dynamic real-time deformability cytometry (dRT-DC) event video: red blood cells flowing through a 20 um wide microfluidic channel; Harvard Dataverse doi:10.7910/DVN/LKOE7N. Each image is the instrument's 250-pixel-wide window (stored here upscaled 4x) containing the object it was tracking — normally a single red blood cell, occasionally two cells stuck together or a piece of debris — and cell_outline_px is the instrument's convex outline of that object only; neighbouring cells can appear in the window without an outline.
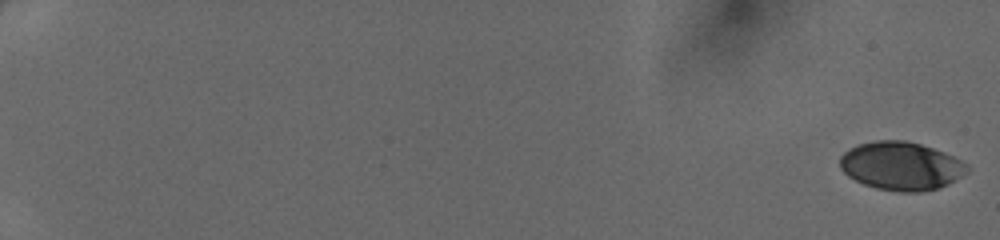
{"species": "human", "species_latin": "Homo sapiens", "temperature_condition": "cold", "stored_images_in_passage": 50, "camera_frame_rate_fps": 3000, "um_per_image_px": 0.085, "donor": {"sex": "female"}, "frame": {"image": 1, "passage_image": 1, "time_ms": 0.0, "image_size_px": [1000, 240], "cell_outline_px": [[968, 172], [948, 184], [936, 188], [920, 192], [900, 192], [876, 188], [864, 184], [848, 176], [840, 168], [840, 156], [848, 148], [856, 144], [876, 140], [904, 140], [920, 144], [944, 152], [968, 164]], "centroid_in_image_um": [76.57, 14.1], "position_along_channel_um": 8.4, "area_um2": 35.84}}
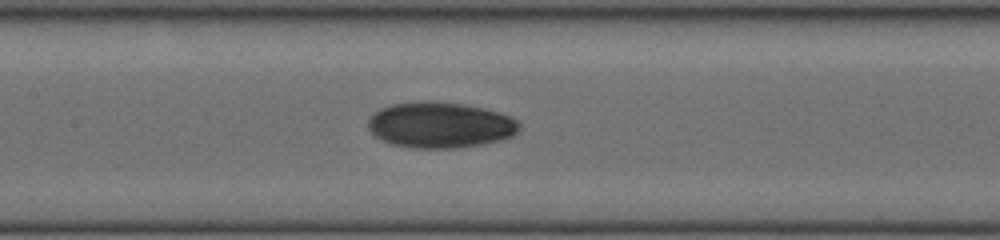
{"frame": {"image": 2, "passage_image": 28, "time_ms": 9.0, "image_size_px": [1000, 240], "cell_outline_px": [[520, 128], [512, 136], [500, 140], [480, 144], [456, 148], [408, 148], [392, 144], [380, 140], [368, 128], [368, 120], [380, 108], [392, 104], [424, 100], [432, 100], [464, 104], [484, 108], [500, 112], [512, 116], [520, 124]], "centroid_in_image_um": [37.42, 10.61], "position_along_channel_um": 170.0, "area_um2": 40.69}}
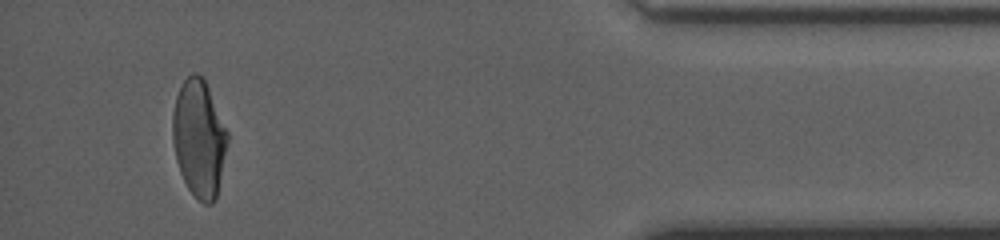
{"frame": {"image": 3, "passage_image": 48, "time_ms": 15.667, "image_size_px": [1000, 240], "cell_outline_px": [[228, 140], [216, 200], [212, 204], [204, 204], [196, 200], [188, 188], [180, 172], [176, 160], [172, 140], [172, 112], [176, 96], [184, 80], [192, 72], [196, 72], [204, 76], [228, 132]], "centroid_in_image_um": [16.91, 11.76], "position_along_channel_um": 418.3, "area_um2": 37.92}}